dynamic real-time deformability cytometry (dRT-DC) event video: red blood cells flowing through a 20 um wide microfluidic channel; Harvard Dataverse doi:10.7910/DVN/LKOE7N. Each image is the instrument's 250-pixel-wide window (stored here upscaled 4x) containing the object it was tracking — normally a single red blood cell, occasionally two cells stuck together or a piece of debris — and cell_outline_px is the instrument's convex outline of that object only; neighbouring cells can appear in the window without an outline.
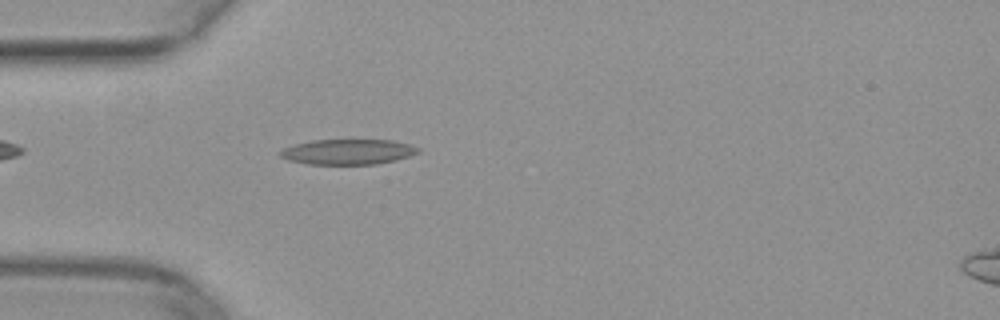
{"species": "common noctule bat (a hibernating species)", "species_latin": "Nyctalus noctula", "temperature_condition": "warm", "stored_images_in_passage": 36, "camera_frame_rate_fps": 3000, "um_per_image_px": 0.085, "animal": {"sex": "female", "body_mass_g": 29.2, "forearm_length_mm": 56.3}, "frame": {"image": 1, "passage_image": 1, "time_ms": 0.0, "image_size_px": [1000, 320], "cell_outline_px": [[420, 152], [396, 160], [376, 164], [308, 164], [288, 160], [280, 156], [280, 152], [284, 148], [296, 144], [312, 140], [392, 140], [408, 144], [420, 148]], "centroid_in_image_um": [29.59, 12.9], "position_along_channel_um": 55.4, "area_um2": 20.17}}
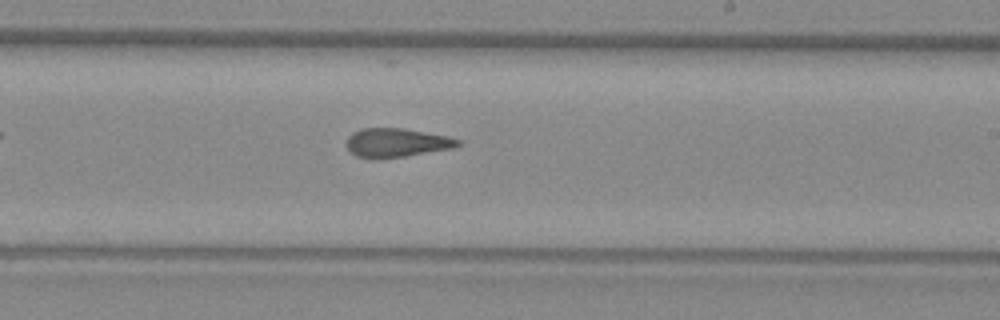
{"frame": {"image": 2, "passage_image": 16, "time_ms": 5.0, "image_size_px": [1000, 320], "cell_outline_px": [[460, 144], [452, 148], [404, 156], [376, 160], [372, 160], [356, 156], [348, 148], [348, 136], [352, 132], [364, 128], [404, 128], [448, 136], [460, 140]], "centroid_in_image_um": [33.68, 12.14], "position_along_channel_um": 255.3, "area_um2": 18.73}}
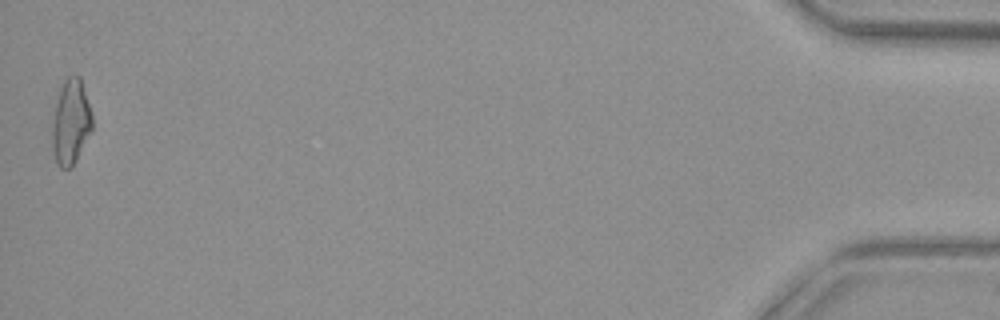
{"frame": {"image": 3, "passage_image": 36, "time_ms": 11.667, "image_size_px": [1000, 320], "cell_outline_px": [[92, 132], [72, 168], [60, 168], [56, 164], [52, 148], [52, 124], [56, 104], [60, 88], [64, 80], [68, 76], [80, 76], [92, 112]], "centroid_in_image_um": [6.03, 10.41], "position_along_channel_um": 429.2, "area_um2": 20.06}}